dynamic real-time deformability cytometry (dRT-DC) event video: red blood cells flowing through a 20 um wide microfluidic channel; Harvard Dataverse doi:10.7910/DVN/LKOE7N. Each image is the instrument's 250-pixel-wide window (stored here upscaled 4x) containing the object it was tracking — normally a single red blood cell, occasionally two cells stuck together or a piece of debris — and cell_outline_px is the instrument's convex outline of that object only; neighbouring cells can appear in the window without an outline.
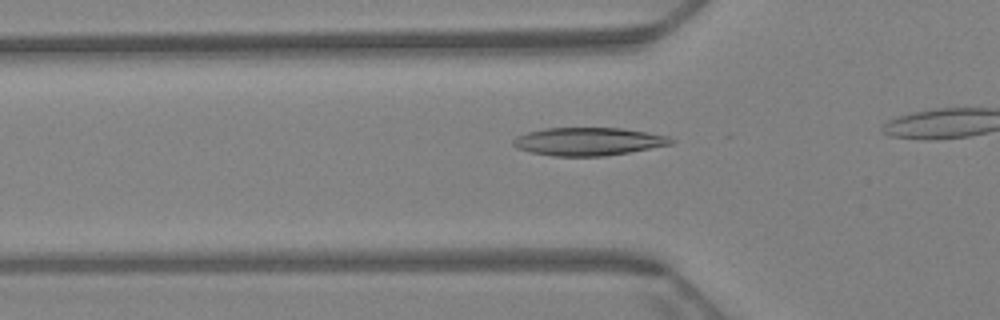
{"species": "Egyptian fruit bat (a non-hibernating species)", "species_latin": "Rousettus aegyptiacus", "temperature_condition": "warm", "stored_images_in_passage": 16, "camera_frame_rate_fps": 3000, "um_per_image_px": 0.085, "animal": {"sex": "female"}, "frame": {"image": 1, "passage_image": 5, "time_ms": 1.333, "image_size_px": [1000, 320], "cell_outline_px": [[636, 148], [616, 152], [552, 152], [572, 128], [600, 128], [632, 132]], "centroid_in_image_um": [50.67, 11.98], "position_along_channel_um": 75.1, "area_um2": 11.73}}
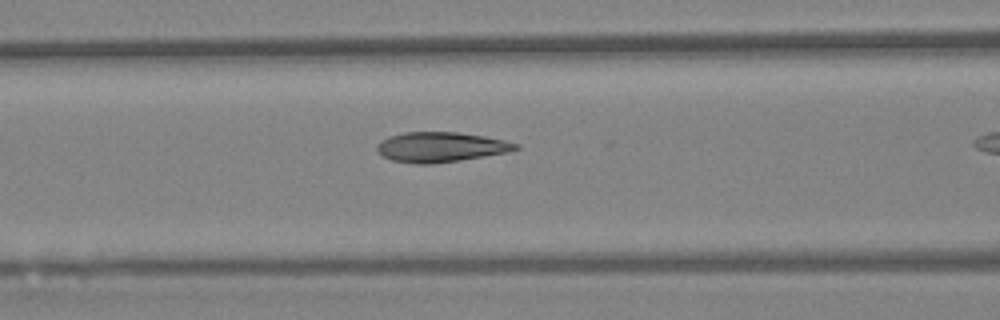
{"frame": {"image": 2, "passage_image": 10, "time_ms": 3.0, "image_size_px": [1000, 320], "cell_outline_px": [[492, 152], [448, 160], [408, 160], [428, 136], [472, 136], [492, 140]], "centroid_in_image_um": [38.37, 12.57], "position_along_channel_um": 128.2, "area_um2": 11.27}}